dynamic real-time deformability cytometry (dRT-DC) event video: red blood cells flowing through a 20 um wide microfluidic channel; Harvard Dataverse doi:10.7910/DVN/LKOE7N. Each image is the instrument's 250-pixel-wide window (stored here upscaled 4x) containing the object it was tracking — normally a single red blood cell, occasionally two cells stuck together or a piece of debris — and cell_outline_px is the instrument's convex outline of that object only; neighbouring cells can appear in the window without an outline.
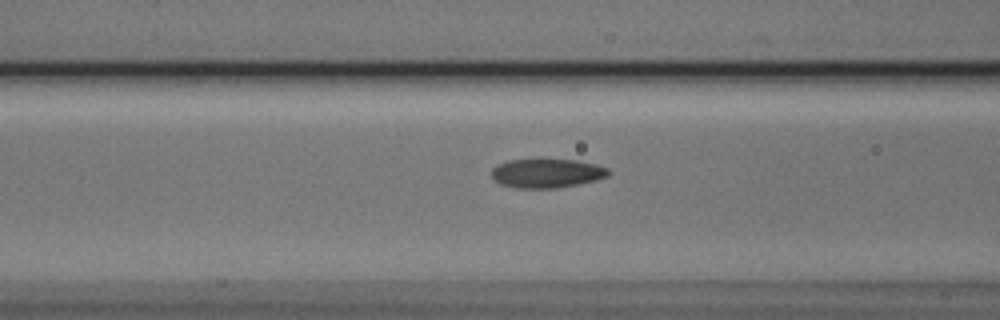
{"species": "Egyptian fruit bat (a non-hibernating species)", "species_latin": "Rousettus aegyptiacus", "temperature_condition": "cold", "stored_images_in_passage": 17, "camera_frame_rate_fps": 3000, "um_per_image_px": 0.085, "animal": {"sex": "male"}, "frame": {"image": 1, "passage_image": 15, "time_ms": 4.667, "image_size_px": [1000, 320], "cell_outline_px": [[612, 172], [608, 176], [596, 180], [556, 188], [516, 188], [500, 184], [492, 176], [492, 168], [496, 164], [508, 160], [544, 156], [576, 160], [596, 164], [608, 168]], "centroid_in_image_um": [46.47, 14.67], "position_along_channel_um": 120.1, "area_um2": 20.69}}